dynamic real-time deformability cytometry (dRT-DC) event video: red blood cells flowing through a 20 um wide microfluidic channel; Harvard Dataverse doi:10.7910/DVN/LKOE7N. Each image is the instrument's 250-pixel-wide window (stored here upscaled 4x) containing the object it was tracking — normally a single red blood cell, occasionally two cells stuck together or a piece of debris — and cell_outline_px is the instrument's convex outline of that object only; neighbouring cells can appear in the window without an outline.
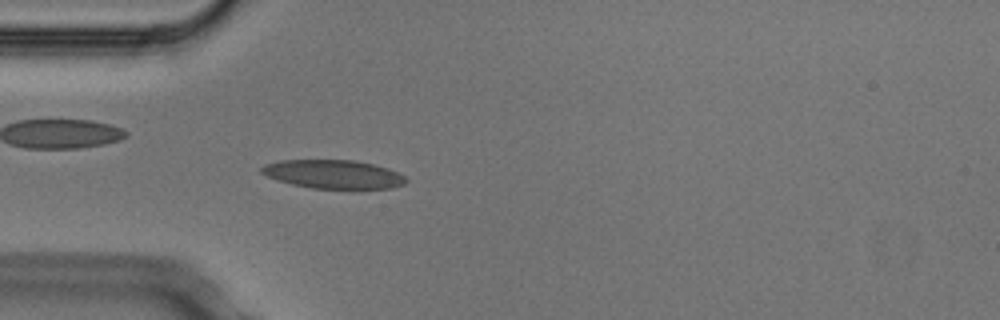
{"species": "Egyptian fruit bat (a non-hibernating species)", "species_latin": "Rousettus aegyptiacus", "temperature_condition": "cold", "stored_images_in_passage": 3, "camera_frame_rate_fps": 3000, "um_per_image_px": 0.085, "animal": {"sex": "male"}, "frame": {"image": 1, "passage_image": 3, "time_ms": 0.667, "image_size_px": [1000, 320], "cell_outline_px": [[408, 180], [404, 184], [392, 188], [352, 192], [312, 188], [292, 184], [276, 180], [260, 172], [260, 168], [264, 164], [280, 160], [356, 160], [388, 168], [404, 176]], "centroid_in_image_um": [28.38, 14.86], "position_along_channel_um": 56.6, "area_um2": 25.14}}